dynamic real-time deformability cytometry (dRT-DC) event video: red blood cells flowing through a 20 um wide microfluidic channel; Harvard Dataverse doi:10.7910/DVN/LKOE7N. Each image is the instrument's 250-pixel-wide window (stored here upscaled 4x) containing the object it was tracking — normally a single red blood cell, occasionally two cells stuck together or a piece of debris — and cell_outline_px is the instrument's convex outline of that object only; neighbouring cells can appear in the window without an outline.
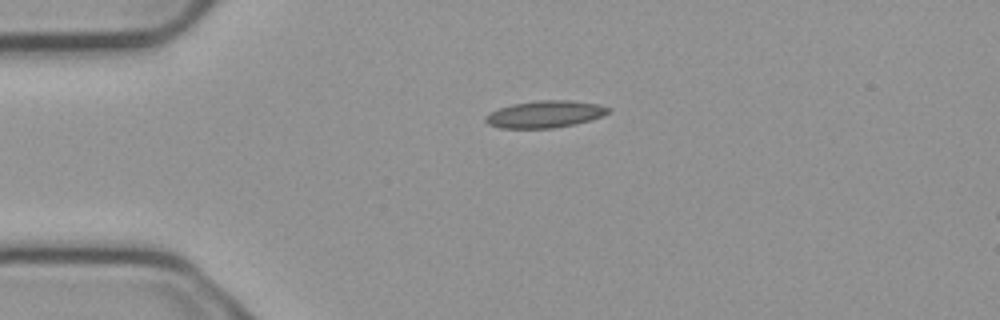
{"species": "common noctule bat (a hibernating species)", "species_latin": "Nyctalus noctula", "temperature_condition": "cold", "stored_images_in_passage": 3, "segment_of_instrument_passage": [1, 2], "camera_frame_rate_fps": 3000, "um_per_image_px": 0.085, "animal": {"sex": "male", "body_mass_g": 23.1, "forearm_length_mm": 52.7}, "frame": {"image": 1, "passage_image": 1, "time_ms": 0.0, "image_size_px": [1000, 320], "cell_outline_px": [[612, 108], [608, 112], [600, 116], [588, 120], [572, 124], [552, 128], [500, 128], [488, 124], [484, 120], [484, 116], [500, 108], [512, 104], [536, 100], [572, 100], [596, 104]], "centroid_in_image_um": [46.28, 9.7], "position_along_channel_um": 38.7, "area_um2": 19.07}}